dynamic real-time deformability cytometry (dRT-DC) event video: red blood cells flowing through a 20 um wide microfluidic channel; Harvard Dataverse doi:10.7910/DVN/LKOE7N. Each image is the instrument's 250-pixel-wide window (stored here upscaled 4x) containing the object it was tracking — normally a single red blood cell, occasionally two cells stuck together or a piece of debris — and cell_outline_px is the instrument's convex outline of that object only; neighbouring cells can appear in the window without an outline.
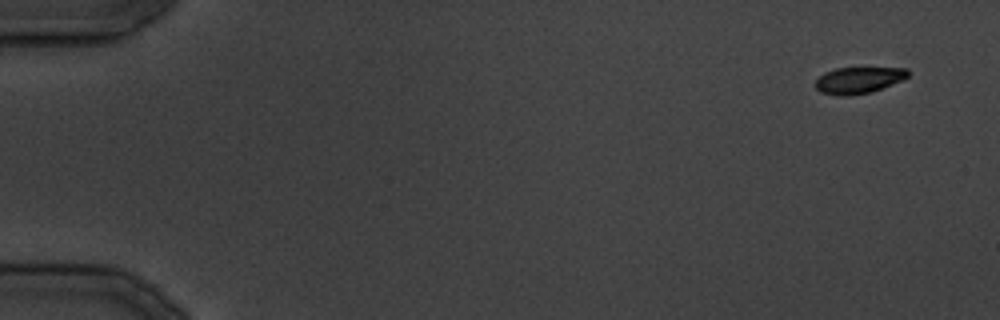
{"species": "common noctule bat (a hibernating species)", "species_latin": "Nyctalus noctula", "temperature_condition": "cold", "stored_images_in_passage": 12, "camera_frame_rate_fps": 3000, "um_per_image_px": 0.085, "animal": {"sex": "male", "body_mass_g": 19.5, "forearm_length_mm": 54.6}, "frame": {"image": 1, "passage_image": 1, "time_ms": 0.0, "image_size_px": [1000, 320], "cell_outline_px": [[908, 76], [904, 80], [872, 92], [848, 96], [836, 96], [820, 92], [816, 88], [816, 80], [824, 72], [836, 68], [908, 68]], "centroid_in_image_um": [72.98, 6.83], "position_along_channel_um": 12.0, "area_um2": 14.39}}
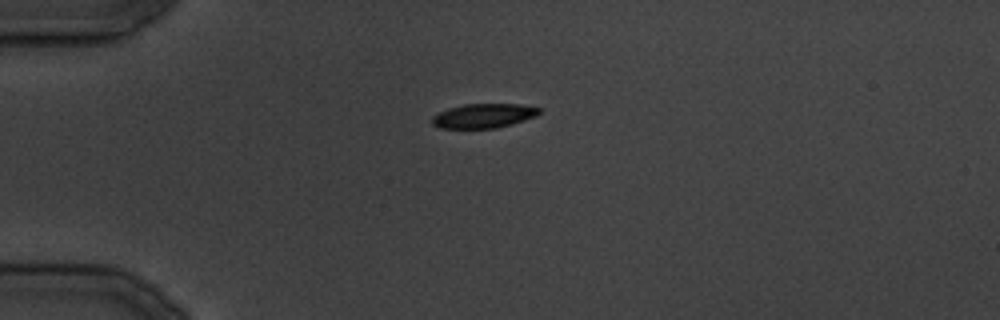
{"frame": {"image": 2, "passage_image": 8, "time_ms": 9.0, "image_size_px": [1000, 320], "cell_outline_px": [[540, 112], [536, 116], [512, 124], [496, 128], [440, 128], [432, 124], [432, 116], [448, 108], [464, 104], [520, 104], [540, 108]], "centroid_in_image_um": [41.1, 9.84], "position_along_channel_um": 43.9, "area_um2": 15.14}}